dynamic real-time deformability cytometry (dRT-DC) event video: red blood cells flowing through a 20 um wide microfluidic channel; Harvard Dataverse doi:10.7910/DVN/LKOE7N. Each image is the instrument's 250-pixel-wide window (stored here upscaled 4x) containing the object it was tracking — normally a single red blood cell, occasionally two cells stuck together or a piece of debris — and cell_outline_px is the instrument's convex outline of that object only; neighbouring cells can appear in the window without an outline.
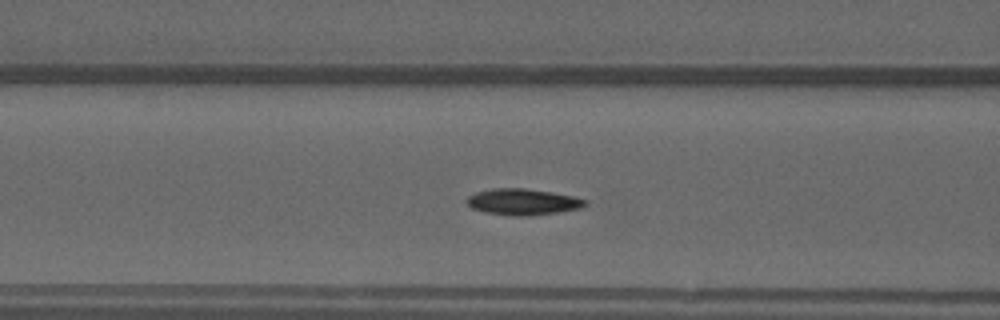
{"species": "common noctule bat (a hibernating species)", "species_latin": "Nyctalus noctula", "temperature_condition": "warm", "stored_images_in_passage": 48, "camera_frame_rate_fps": 3000, "um_per_image_px": 0.085, "animal": {"sex": "male", "forearm_length_mm": 52.5}, "frame": {"image": 1, "passage_image": 18, "time_ms": 5.667, "image_size_px": [1000, 320], "cell_outline_px": [[588, 204], [584, 208], [528, 216], [512, 216], [484, 212], [472, 208], [464, 200], [468, 196], [476, 192], [492, 188], [524, 188], [552, 192], [572, 196], [584, 200]], "centroid_in_image_um": [44.41, 17.16], "position_along_channel_um": 122.2, "area_um2": 18.15}}
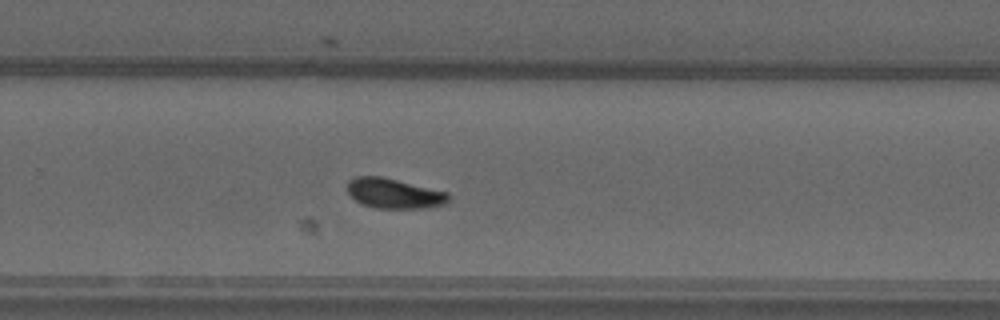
{"frame": {"image": 2, "passage_image": 31, "time_ms": 10.0, "image_size_px": [1000, 320], "cell_outline_px": [[448, 200], [444, 204], [428, 208], [376, 208], [364, 204], [356, 200], [348, 192], [348, 180], [356, 176], [384, 176], [448, 192]], "centroid_in_image_um": [33.51, 16.42], "position_along_channel_um": 296.3, "area_um2": 17.69}}
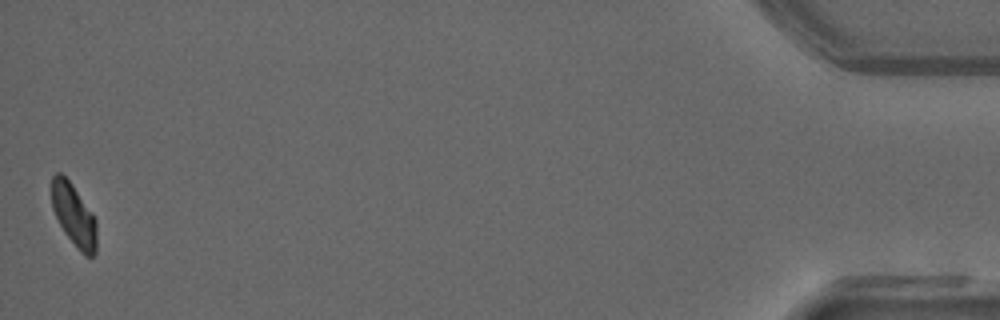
{"frame": {"image": 3, "passage_image": 48, "time_ms": 15.667, "image_size_px": [1000, 320], "cell_outline_px": [[96, 252], [92, 256], [84, 256], [76, 248], [64, 232], [52, 208], [52, 176], [56, 172], [60, 172], [72, 184], [92, 212], [96, 220]], "centroid_in_image_um": [6.28, 18.3], "position_along_channel_um": 428.9, "area_um2": 16.3}, "authors_computed_cell_mechanics": {"area_um2": 17.1955, "velocity_mm_per_s": 4.0315, "shape_relaxation_time_tau1_ms": 7.2146, "shape_relaxation_time_tau2_ms": 6.2113, "deformation_change_tau1": 0.203, "deformation_change_tau2": 0.0923}}